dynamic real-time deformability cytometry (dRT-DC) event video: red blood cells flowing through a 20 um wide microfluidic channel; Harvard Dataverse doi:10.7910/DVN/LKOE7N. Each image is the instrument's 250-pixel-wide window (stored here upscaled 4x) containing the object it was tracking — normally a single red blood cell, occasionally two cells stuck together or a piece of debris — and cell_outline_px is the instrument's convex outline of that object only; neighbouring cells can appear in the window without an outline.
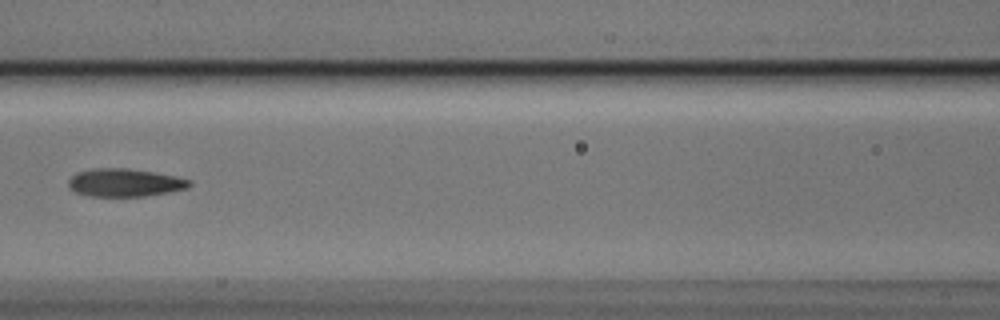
{"species": "Egyptian fruit bat (a non-hibernating species)", "species_latin": "Rousettus aegyptiacus", "temperature_condition": "cold", "stored_images_in_passage": 8, "segment_of_instrument_passage": [1, 2], "camera_frame_rate_fps": 3000, "um_per_image_px": 0.085, "animal": {"sex": "male"}, "frame": {"image": 1, "passage_image": 6, "time_ms": 1.667, "image_size_px": [1000, 320], "cell_outline_px": [[192, 184], [188, 188], [168, 192], [144, 196], [92, 196], [76, 192], [68, 184], [68, 180], [76, 172], [92, 168], [128, 168], [176, 176], [192, 180]], "centroid_in_image_um": [10.62, 15.51], "position_along_channel_um": 156.0, "area_um2": 19.65}}
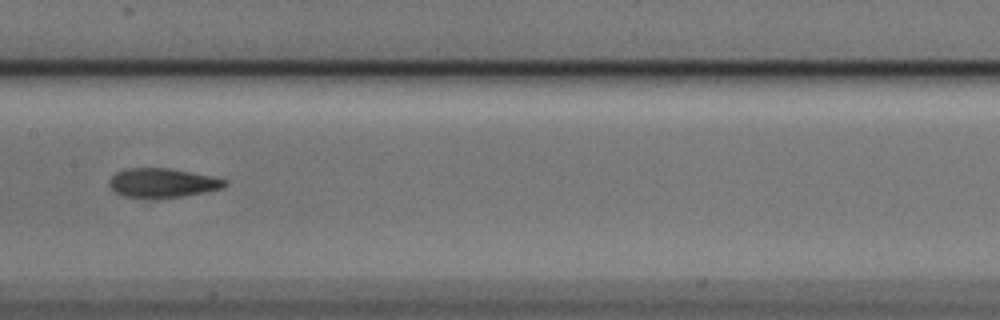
{"frame": {"image": 2, "passage_image": 7, "time_ms": 2.0, "image_size_px": [1000, 320], "cell_outline_px": [[228, 184], [224, 188], [184, 196], [124, 196], [116, 192], [108, 184], [108, 180], [116, 172], [124, 168], [168, 168], [212, 176], [228, 180]], "centroid_in_image_um": [13.84, 15.51], "position_along_channel_um": 193.6, "area_um2": 19.25}}